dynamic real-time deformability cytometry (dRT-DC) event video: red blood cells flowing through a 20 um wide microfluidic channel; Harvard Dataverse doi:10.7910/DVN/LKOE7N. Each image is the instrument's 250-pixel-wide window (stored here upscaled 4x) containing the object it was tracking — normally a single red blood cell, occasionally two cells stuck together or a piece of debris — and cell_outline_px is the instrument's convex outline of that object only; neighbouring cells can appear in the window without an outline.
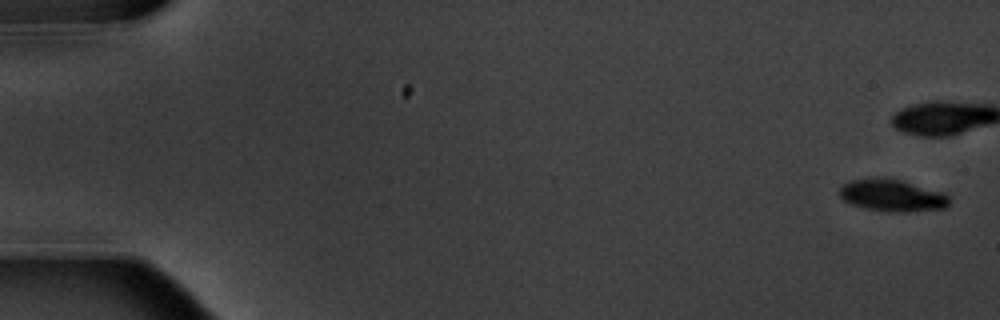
{"species": "common noctule bat (a hibernating species)", "species_latin": "Nyctalus noctula", "temperature_condition": "warm", "stored_images_in_passage": 16, "camera_frame_rate_fps": 3000, "um_per_image_px": 0.085, "animal": {"sex": "male", "body_mass_g": 20.1, "forearm_length_mm": 53.5}, "frame": {"image": 1, "passage_image": 1, "time_ms": 0.0, "image_size_px": [1000, 320], "cell_outline_px": [[948, 204], [944, 208], [908, 212], [888, 212], [864, 208], [852, 204], [844, 200], [840, 196], [840, 188], [848, 180], [876, 176], [888, 176], [944, 192], [948, 196]], "centroid_in_image_um": [75.81, 16.58], "position_along_channel_um": 9.2, "area_um2": 20.92}, "authors_computed_cell_mechanics": {"area_um2": 22.4842, "velocity_mm_per_s": 3.5633, "shape_relaxation_time_tau1_ms": 1.9335, "shape_relaxation_time_tau2_ms": 1.2788, "deformation_change_tau1": 0.1149, "deformation_change_tau2": 0.0214}}